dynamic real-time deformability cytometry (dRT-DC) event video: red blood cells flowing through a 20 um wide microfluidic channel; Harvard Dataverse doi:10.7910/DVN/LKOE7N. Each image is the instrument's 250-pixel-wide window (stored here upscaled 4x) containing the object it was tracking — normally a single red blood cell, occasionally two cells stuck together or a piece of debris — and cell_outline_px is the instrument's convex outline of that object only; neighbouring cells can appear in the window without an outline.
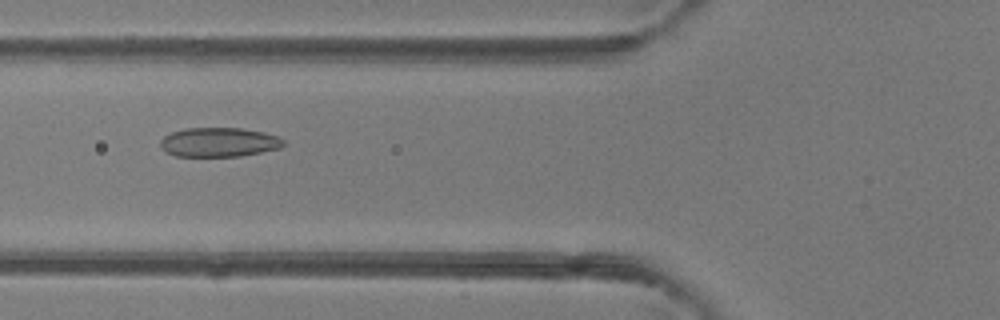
{"species": "common noctule bat (a hibernating species)", "species_latin": "Nyctalus noctula", "temperature_condition": "room temperature", "stored_images_in_passage": 49, "camera_frame_rate_fps": 3000, "um_per_image_px": 0.085, "animal": {"sex": "female"}, "frame": {"image": 1, "passage_image": 19, "time_ms": 6.0, "image_size_px": [1000, 320], "cell_outline_px": [[284, 144], [280, 148], [240, 156], [176, 156], [168, 152], [160, 144], [160, 140], [164, 136], [172, 132], [184, 128], [240, 128], [264, 132], [276, 136], [284, 140]], "centroid_in_image_um": [18.61, 12.08], "position_along_channel_um": 107.2, "area_um2": 20.81}}
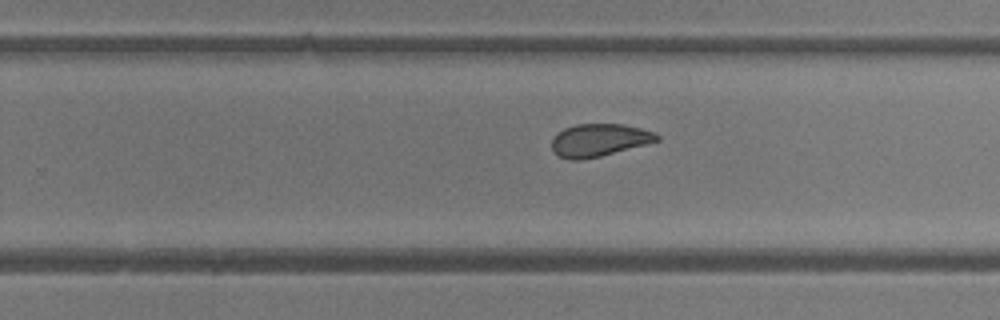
{"frame": {"image": 2, "passage_image": 31, "time_ms": 10.0, "image_size_px": [1000, 320], "cell_outline_px": [[660, 140], [648, 144], [600, 156], [580, 160], [568, 160], [560, 156], [552, 148], [552, 140], [556, 132], [564, 128], [576, 124], [624, 124], [656, 132], [660, 136]], "centroid_in_image_um": [50.95, 11.9], "position_along_channel_um": 278.9, "area_um2": 20.11}}
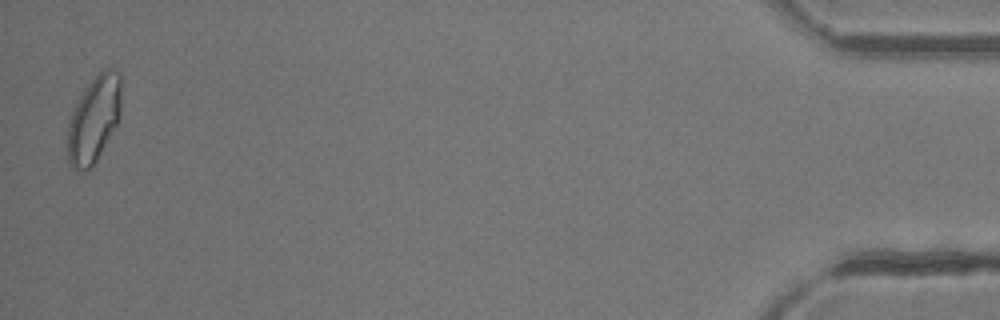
{"frame": {"image": 3, "passage_image": 48, "time_ms": 15.667, "image_size_px": [1000, 320], "cell_outline_px": [[120, 116], [116, 124], [92, 168], [88, 172], [84, 172], [72, 168], [68, 160], [68, 124], [72, 112], [84, 88], [104, 68], [108, 68], [120, 72]], "centroid_in_image_um": [7.97, 10.16], "position_along_channel_um": 427.2, "area_um2": 26.76}, "authors_computed_cell_mechanics": {"area_um2": 22.5998, "velocity_mm_per_s": 4.2885, "shape_relaxation_time_tau1_ms": 5.7762, "shape_relaxation_time_tau2_ms": 1.2963, "deformation_change_tau1": 0.1454, "deformation_change_tau2": 0.0695}}